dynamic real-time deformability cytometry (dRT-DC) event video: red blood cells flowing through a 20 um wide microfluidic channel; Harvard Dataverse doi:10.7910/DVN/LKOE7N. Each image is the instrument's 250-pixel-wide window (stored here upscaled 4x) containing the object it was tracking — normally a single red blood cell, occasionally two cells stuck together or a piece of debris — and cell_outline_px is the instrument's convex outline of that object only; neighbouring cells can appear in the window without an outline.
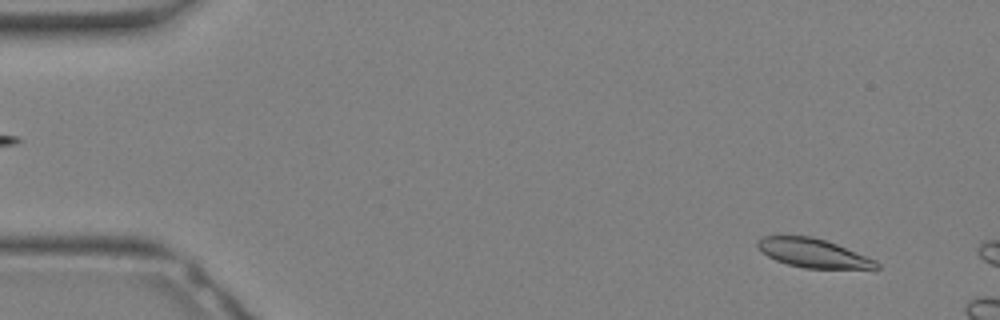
{"species": "Egyptian fruit bat (a non-hibernating species)", "species_latin": "Rousettus aegyptiacus", "temperature_condition": "warm", "stored_images_in_passage": 7, "camera_frame_rate_fps": 3000, "um_per_image_px": 0.085, "animal": {"sex": "female"}, "frame": {"image": 1, "passage_image": 2, "time_ms": 0.333, "image_size_px": [1000, 320], "cell_outline_px": [[880, 268], [804, 268], [788, 264], [776, 260], [768, 256], [756, 248], [756, 244], [764, 236], [812, 236], [836, 244], [876, 260], [880, 264]], "centroid_in_image_um": [69.1, 21.51], "position_along_channel_um": 15.9, "area_um2": 19.65}}